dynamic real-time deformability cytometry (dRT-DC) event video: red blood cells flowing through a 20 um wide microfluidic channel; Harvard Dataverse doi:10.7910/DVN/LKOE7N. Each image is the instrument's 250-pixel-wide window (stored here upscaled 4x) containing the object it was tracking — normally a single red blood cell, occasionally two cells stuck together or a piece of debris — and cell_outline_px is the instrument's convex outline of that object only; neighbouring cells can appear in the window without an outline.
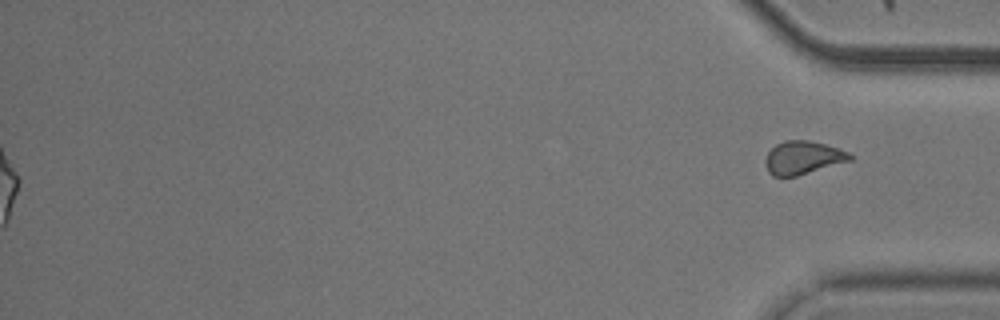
{"species": "common noctule bat (a hibernating species)", "species_latin": "Nyctalus noctula", "temperature_condition": "cold", "stored_images_in_passage": 55, "segment_of_instrument_passage": [2, 2], "camera_frame_rate_fps": 3000, "um_per_image_px": 0.085, "animal": {"sex": "male", "body_mass_g": 20.5, "forearm_length_mm": 52.5}, "frame": {"image": 1, "passage_image": 55, "time_ms": 18.0, "image_size_px": [1000, 320], "cell_outline_px": [[852, 160], [796, 176], [772, 176], [768, 172], [764, 164], [764, 160], [768, 152], [776, 144], [784, 140], [808, 140], [824, 144], [848, 152], [852, 156]], "centroid_in_image_um": [68.2, 13.4], "position_along_channel_um": 367.0, "area_um2": 16.3}}